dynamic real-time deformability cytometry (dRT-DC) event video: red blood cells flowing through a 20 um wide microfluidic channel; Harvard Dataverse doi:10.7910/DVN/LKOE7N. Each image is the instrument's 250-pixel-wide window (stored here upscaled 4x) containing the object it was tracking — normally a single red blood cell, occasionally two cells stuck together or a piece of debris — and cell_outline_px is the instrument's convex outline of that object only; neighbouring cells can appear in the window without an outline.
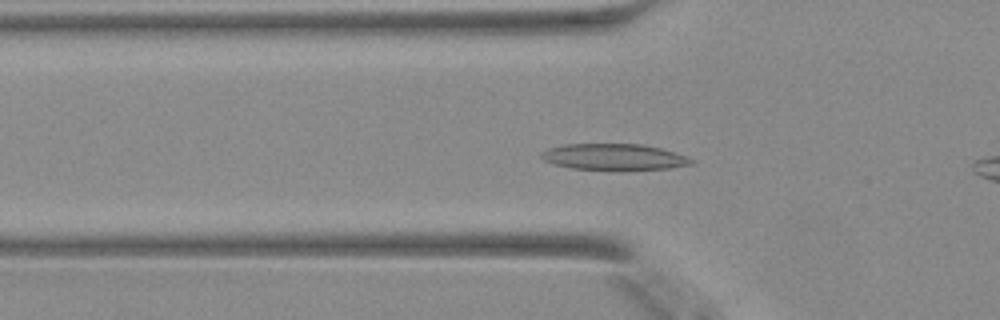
{"species": "Egyptian fruit bat (a non-hibernating species)", "species_latin": "Rousettus aegyptiacus", "temperature_condition": "warm", "stored_images_in_passage": 49, "camera_frame_rate_fps": 3000, "um_per_image_px": 0.085, "animal": {"sex": "female"}, "frame": {"image": 1, "passage_image": 16, "time_ms": 5.0, "image_size_px": [1000, 320], "cell_outline_px": [[696, 160], [692, 164], [672, 168], [620, 172], [572, 168], [556, 164], [544, 160], [540, 156], [540, 152], [548, 148], [564, 144], [644, 144], [660, 148]], "centroid_in_image_um": [52.21, 13.37], "position_along_channel_um": 73.6, "area_um2": 23.58}}
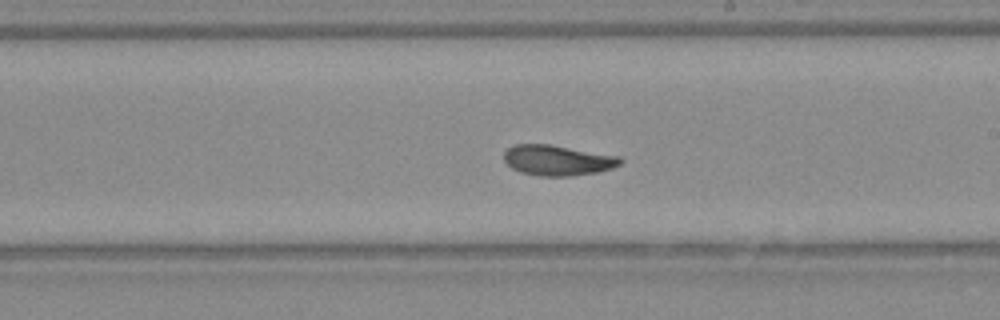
{"frame": {"image": 2, "passage_image": 28, "time_ms": 9.0, "image_size_px": [1000, 320], "cell_outline_px": [[624, 160], [620, 164], [612, 168], [600, 172], [572, 176], [540, 176], [520, 172], [512, 168], [504, 160], [504, 152], [508, 148], [516, 144], [548, 144], [620, 156]], "centroid_in_image_um": [47.42, 13.63], "position_along_channel_um": 241.6, "area_um2": 20.69}}
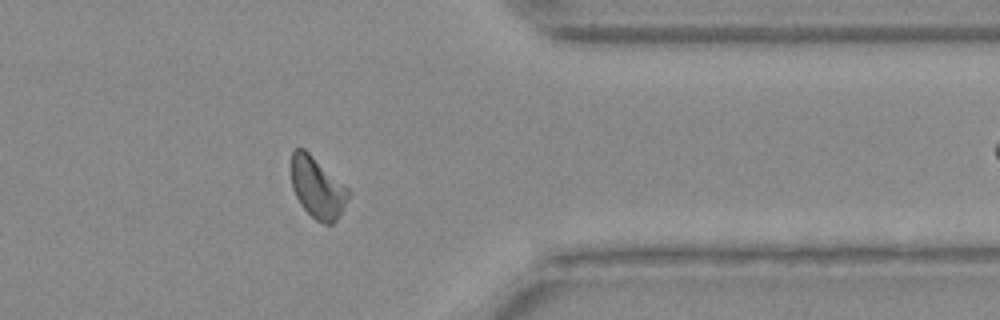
{"frame": {"image": 3, "passage_image": 39, "time_ms": 12.667, "image_size_px": [1000, 320], "cell_outline_px": [[348, 196], [344, 208], [340, 216], [332, 224], [324, 224], [316, 220], [300, 204], [292, 188], [292, 152], [296, 148], [304, 148], [348, 188]], "centroid_in_image_um": [26.98, 15.97], "position_along_channel_um": 384.4, "area_um2": 20.0}}